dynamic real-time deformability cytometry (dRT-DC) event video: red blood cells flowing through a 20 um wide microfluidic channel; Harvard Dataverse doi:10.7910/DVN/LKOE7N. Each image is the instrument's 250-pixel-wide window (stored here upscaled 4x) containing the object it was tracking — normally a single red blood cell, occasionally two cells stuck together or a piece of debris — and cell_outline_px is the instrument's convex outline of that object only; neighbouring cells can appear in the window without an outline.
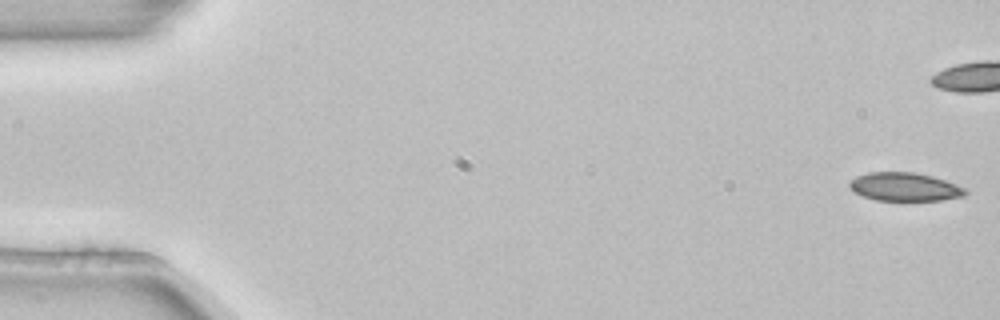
{"species": "common noctule bat (a hibernating species)", "species_latin": "Nyctalus noctula", "temperature_condition": "room temperature", "stored_images_in_passage": 5, "camera_frame_rate_fps": 3000, "um_per_image_px": 0.085, "animal": {"sex": "female", "body_mass_g": 22.7, "forearm_length_mm": 54.2}, "frame": {"image": 1, "passage_image": 1, "time_ms": 0.0, "image_size_px": [1000, 320], "cell_outline_px": [[968, 192], [964, 196], [940, 200], [876, 200], [864, 196], [856, 192], [848, 184], [856, 176], [868, 172], [916, 172], [932, 176], [968, 188]], "centroid_in_image_um": [76.95, 15.87], "position_along_channel_um": 8.1, "area_um2": 19.07}}
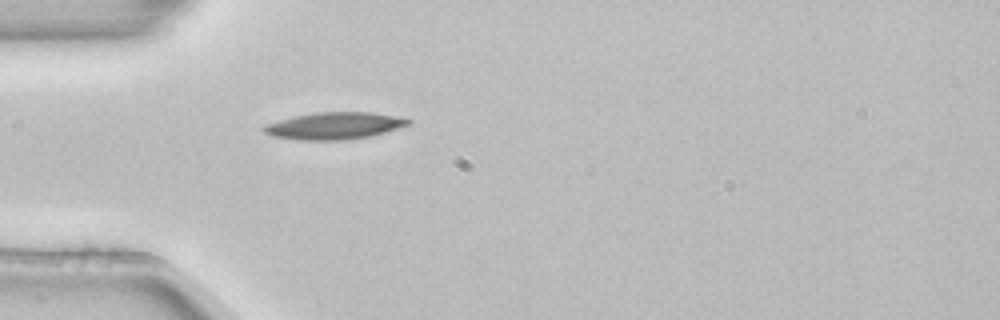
{"frame": {"image": 2, "passage_image": 5, "time_ms": 1.333, "image_size_px": [1000, 320], "cell_outline_px": [[412, 124], [372, 136], [344, 140], [300, 140], [272, 136], [264, 132], [260, 128], [264, 124], [296, 116], [316, 112], [372, 112], [396, 116], [412, 120]], "centroid_in_image_um": [28.43, 10.69], "position_along_channel_um": 56.6, "area_um2": 22.83}}